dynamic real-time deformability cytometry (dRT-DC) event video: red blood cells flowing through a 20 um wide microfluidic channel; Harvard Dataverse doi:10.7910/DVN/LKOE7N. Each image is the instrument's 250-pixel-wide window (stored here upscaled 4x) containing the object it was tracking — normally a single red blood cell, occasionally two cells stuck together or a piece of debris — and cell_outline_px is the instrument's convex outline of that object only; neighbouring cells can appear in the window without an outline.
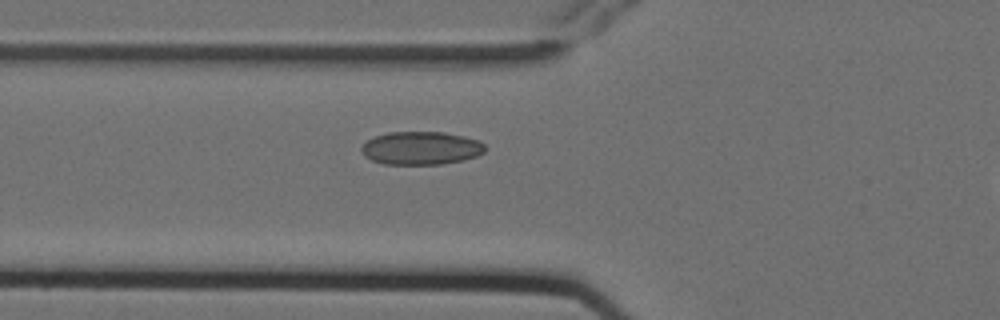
{"species": "Egyptian fruit bat (a non-hibernating species)", "species_latin": "Rousettus aegyptiacus", "temperature_condition": "cold", "stored_images_in_passage": 3, "segment_of_instrument_passage": [1, 2], "camera_frame_rate_fps": 3000, "um_per_image_px": 0.085, "animal": {"sex": "female"}, "frame": {"image": 1, "passage_image": 2, "time_ms": 0.333, "image_size_px": [1000, 320], "cell_outline_px": [[484, 152], [476, 156], [464, 160], [440, 164], [384, 164], [372, 160], [364, 156], [360, 152], [360, 148], [368, 140], [376, 136], [388, 132], [444, 132], [464, 136], [480, 140], [484, 144]], "centroid_in_image_um": [35.78, 12.59], "position_along_channel_um": 90.0, "area_um2": 23.93}}